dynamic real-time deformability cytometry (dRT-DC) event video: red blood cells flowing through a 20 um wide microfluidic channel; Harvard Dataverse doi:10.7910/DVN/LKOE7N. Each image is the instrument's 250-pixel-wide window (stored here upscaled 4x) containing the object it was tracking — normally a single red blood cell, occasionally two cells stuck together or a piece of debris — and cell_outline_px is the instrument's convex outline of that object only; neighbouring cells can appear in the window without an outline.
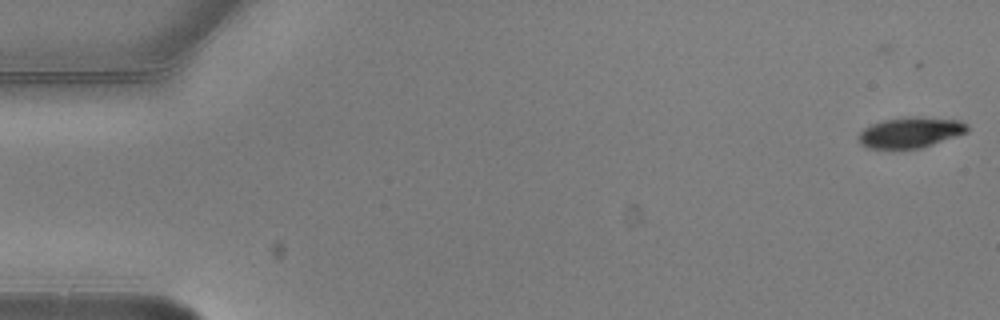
{"species": "common noctule bat (a hibernating species)", "species_latin": "Nyctalus noctula", "temperature_condition": "warm", "stored_images_in_passage": 3, "camera_frame_rate_fps": 3000, "um_per_image_px": 0.085, "animal": {"sex": "male", "body_mass_g": 20.5, "forearm_length_mm": 52.5}, "frame": {"image": 1, "passage_image": 1, "time_ms": 0.0, "image_size_px": [1000, 320], "cell_outline_px": [[968, 132], [920, 148], [868, 148], [860, 144], [860, 132], [864, 128], [872, 124], [884, 120], [908, 116], [920, 116], [960, 120], [968, 124]], "centroid_in_image_um": [77.42, 11.23], "position_along_channel_um": 7.6, "area_um2": 19.31}}